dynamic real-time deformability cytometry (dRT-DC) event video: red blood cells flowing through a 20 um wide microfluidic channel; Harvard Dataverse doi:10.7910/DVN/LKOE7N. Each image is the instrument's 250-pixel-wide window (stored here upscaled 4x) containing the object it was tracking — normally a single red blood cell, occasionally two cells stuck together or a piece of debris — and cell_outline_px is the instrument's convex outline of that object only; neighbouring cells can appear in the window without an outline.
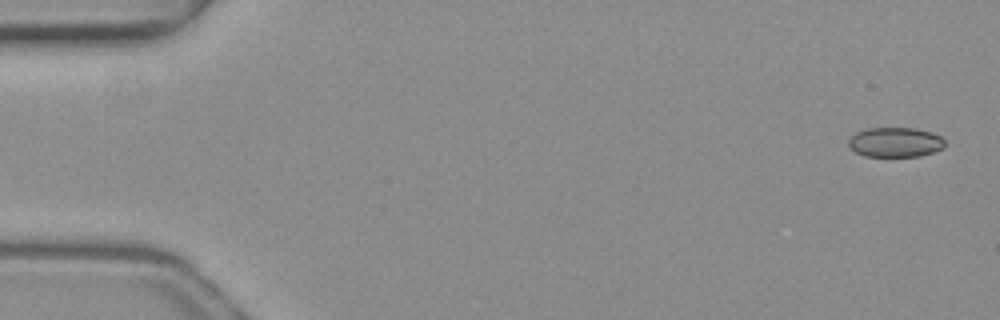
{"species": "common noctule bat (a hibernating species)", "species_latin": "Nyctalus noctula", "temperature_condition": "warm", "stored_images_in_passage": 51, "camera_frame_rate_fps": 3000, "um_per_image_px": 0.085, "animal": {"sex": "female", "body_mass_g": 19.3, "forearm_length_mm": 54.1}, "frame": {"image": 1, "passage_image": 2, "time_ms": 0.333, "image_size_px": [1000, 320], "cell_outline_px": [[944, 148], [920, 156], [864, 156], [856, 152], [848, 144], [848, 140], [856, 132], [864, 128], [916, 128], [940, 136], [944, 140]], "centroid_in_image_um": [76.08, 12.08], "position_along_channel_um": 8.9, "area_um2": 16.59}}
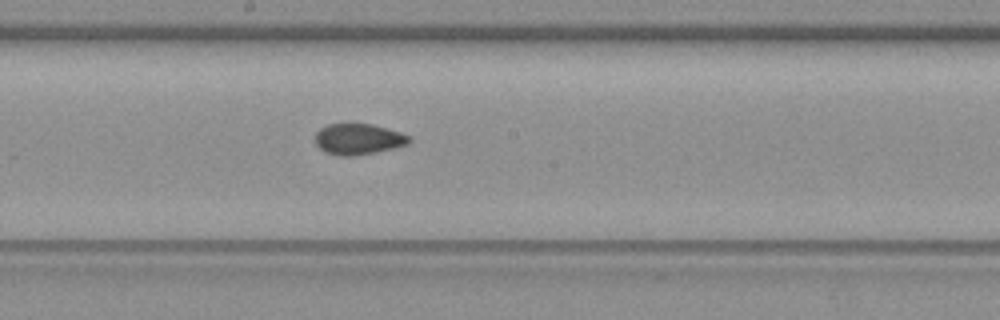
{"frame": {"image": 2, "passage_image": 28, "time_ms": 9.0, "image_size_px": [1000, 320], "cell_outline_px": [[412, 140], [408, 144], [376, 152], [352, 156], [340, 156], [324, 152], [316, 144], [316, 132], [320, 128], [328, 124], [372, 124], [400, 132], [412, 136]], "centroid_in_image_um": [30.47, 11.83], "position_along_channel_um": 217.7, "area_um2": 16.94}}
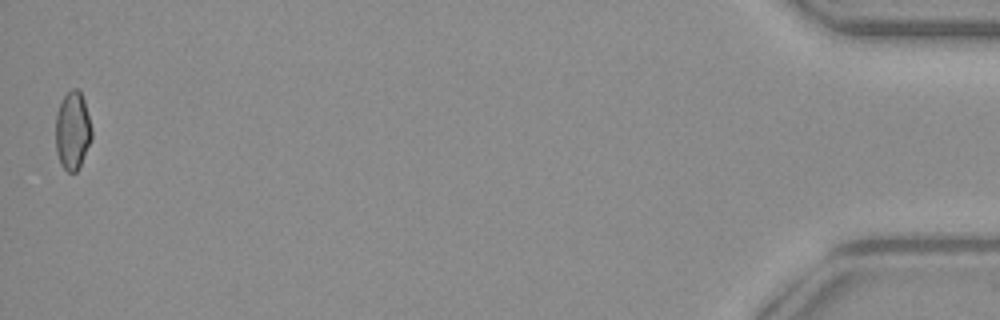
{"frame": {"image": 3, "passage_image": 51, "time_ms": 16.667, "image_size_px": [1000, 320], "cell_outline_px": [[92, 140], [76, 172], [68, 172], [60, 164], [56, 152], [56, 112], [64, 96], [72, 88], [76, 88], [80, 92], [84, 100], [92, 128]], "centroid_in_image_um": [6.17, 11.11], "position_along_channel_um": 429.0, "area_um2": 16.42}, "authors_computed_cell_mechanics": {"area_um2": 17.1666, "velocity_mm_per_s": 4.0486, "shape_relaxation_time_tau1_ms": null, "shape_relaxation_time_tau2_ms": 4.0607, "deformation_change_tau1": null, "deformation_change_tau2": 0.0749}}